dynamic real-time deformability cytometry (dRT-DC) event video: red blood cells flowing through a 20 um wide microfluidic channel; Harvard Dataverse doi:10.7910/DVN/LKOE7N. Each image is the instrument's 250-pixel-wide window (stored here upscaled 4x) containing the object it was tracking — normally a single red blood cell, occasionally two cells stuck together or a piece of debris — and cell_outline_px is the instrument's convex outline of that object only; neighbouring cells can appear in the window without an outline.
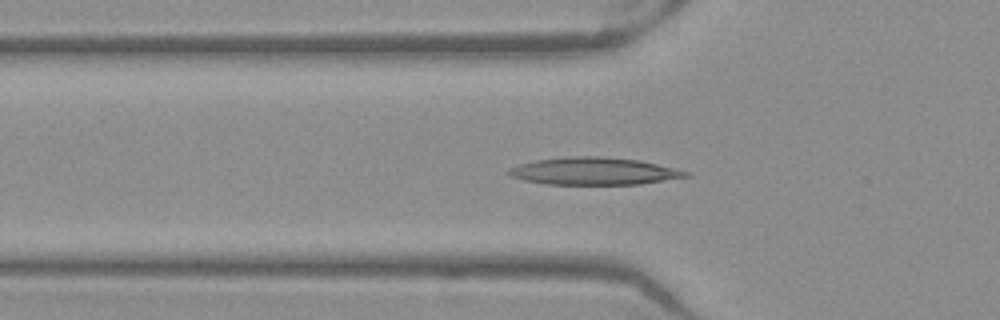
{"species": "Egyptian fruit bat (a non-hibernating species)", "species_latin": "Rousettus aegyptiacus", "temperature_condition": "warm", "stored_images_in_passage": 37, "camera_frame_rate_fps": 3000, "um_per_image_px": 0.085, "frame": {"image": 1, "passage_image": 3, "time_ms": 0.667, "image_size_px": [1000, 320], "cell_outline_px": [[692, 176], [640, 184], [548, 184], [524, 180], [508, 176], [508, 168], [520, 164], [536, 160], [568, 156], [600, 156], [640, 160], [692, 172]], "centroid_in_image_um": [50.51, 14.54], "position_along_channel_um": 75.3, "area_um2": 28.32}}
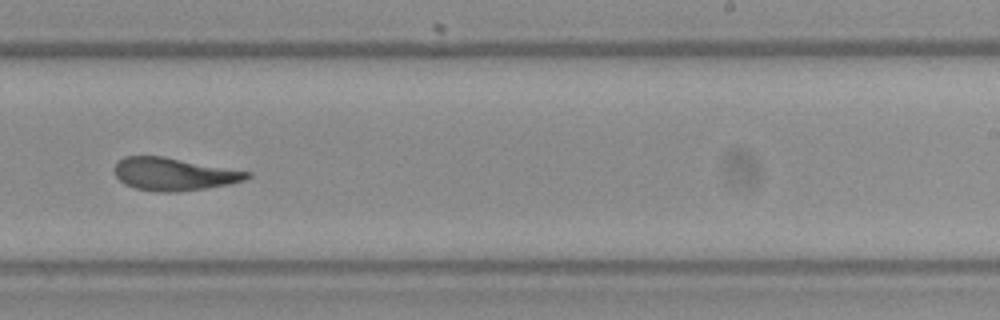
{"frame": {"image": 2, "passage_image": 18, "time_ms": 5.667, "image_size_px": [1000, 320], "cell_outline_px": [[252, 176], [244, 180], [228, 184], [204, 188], [176, 192], [160, 192], [136, 188], [124, 184], [116, 176], [112, 168], [124, 156], [164, 156], [252, 172]], "centroid_in_image_um": [14.77, 14.79], "position_along_channel_um": 274.2, "area_um2": 25.26}}
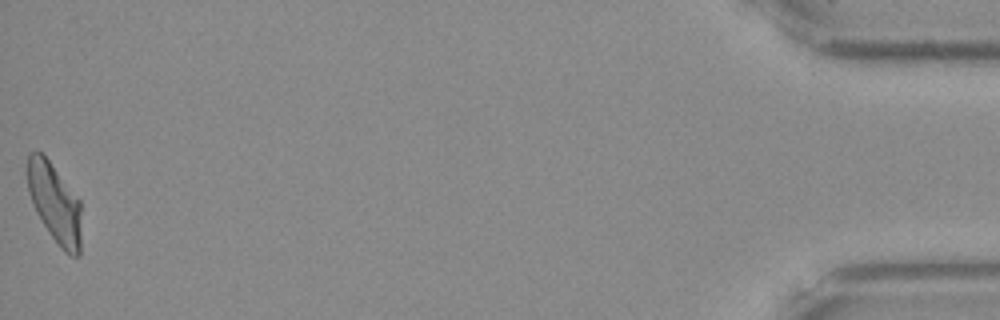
{"frame": {"image": 3, "passage_image": 37, "time_ms": 12.0, "image_size_px": [1000, 320], "cell_outline_px": [[80, 256], [72, 256], [64, 252], [60, 248], [48, 232], [36, 212], [32, 204], [28, 192], [24, 172], [28, 152], [40, 152], [48, 160], [80, 200]], "centroid_in_image_um": [4.59, 17.24], "position_along_channel_um": 430.6, "area_um2": 25.26}, "authors_computed_cell_mechanics": {"area_um2": 25.8944, "velocity_mm_per_s": 3.9581, "shape_relaxation_time_tau1_ms": 8.5129, "shape_relaxation_time_tau2_ms": 2.3305, "deformation_change_tau1": 0.2546, "deformation_change_tau2": 0.0893}}